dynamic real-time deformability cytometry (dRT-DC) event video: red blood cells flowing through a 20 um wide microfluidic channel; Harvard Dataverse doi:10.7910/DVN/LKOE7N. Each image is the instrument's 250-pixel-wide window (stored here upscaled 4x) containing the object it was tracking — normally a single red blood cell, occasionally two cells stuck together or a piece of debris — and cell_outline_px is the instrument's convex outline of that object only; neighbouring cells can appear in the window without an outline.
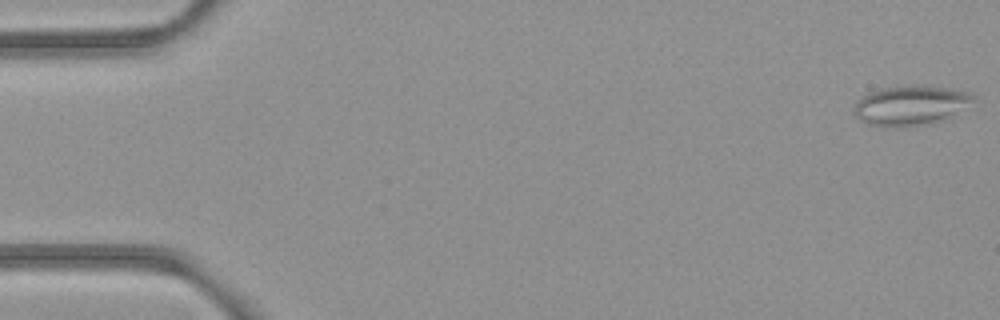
{"species": "common noctule bat (a hibernating species)", "species_latin": "Nyctalus noctula", "temperature_condition": "room temperature", "stored_images_in_passage": 53, "camera_frame_rate_fps": 3000, "um_per_image_px": 0.085, "animal": {"sex": "female", "body_mass_g": 21.9}, "frame": {"image": 1, "passage_image": 1, "time_ms": 0.0, "image_size_px": [1000, 320], "cell_outline_px": [[976, 96], [972, 100], [940, 120], [932, 124], [904, 128], [888, 128], [864, 124], [856, 116], [856, 104], [868, 92], [884, 88], [948, 88], [968, 92]], "centroid_in_image_um": [77.3, 9.03], "position_along_channel_um": 7.7, "area_um2": 26.36}}
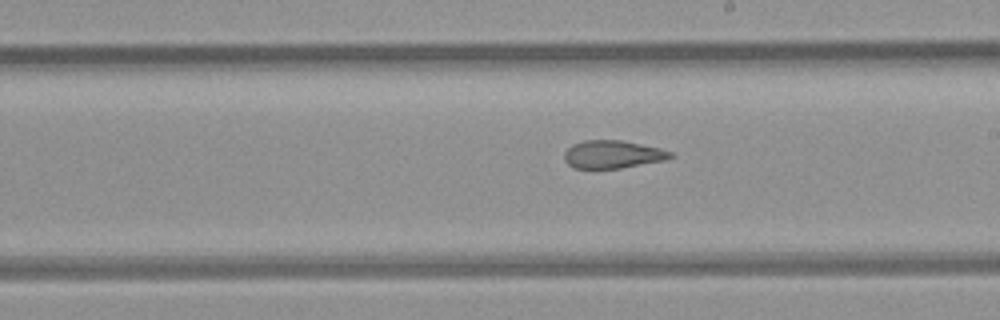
{"frame": {"image": 2, "passage_image": 30, "time_ms": 9.667, "image_size_px": [1000, 320], "cell_outline_px": [[676, 156], [664, 160], [620, 168], [572, 168], [564, 160], [564, 152], [572, 144], [584, 140], [620, 140], [660, 148], [672, 152]], "centroid_in_image_um": [52.06, 13.12], "position_along_channel_um": 236.9, "area_um2": 17.22}}
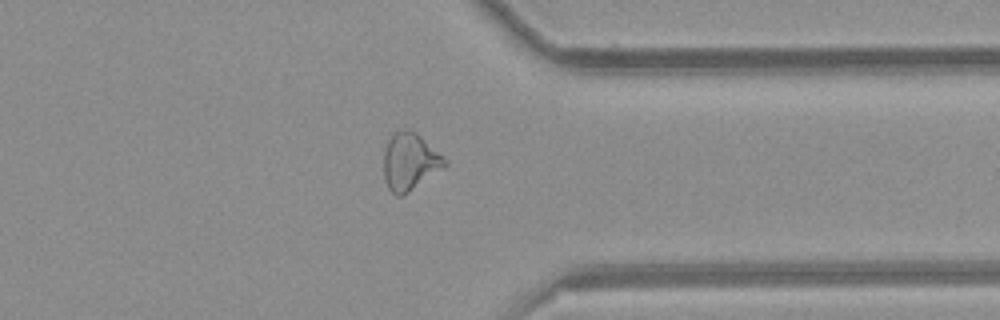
{"frame": {"image": 3, "passage_image": 41, "time_ms": 13.333, "image_size_px": [1000, 320], "cell_outline_px": [[448, 164], [408, 192], [400, 196], [396, 196], [388, 188], [384, 180], [384, 152], [388, 140], [392, 132], [400, 128], [404, 128], [416, 132], [444, 156], [448, 160]], "centroid_in_image_um": [34.82, 13.7], "position_along_channel_um": 376.6, "area_um2": 20.4}, "authors_computed_cell_mechanics": {"area_um2": 21.5594, "velocity_mm_per_s": 3.9769, "shape_relaxation_time_tau1_ms": null, "shape_relaxation_time_tau2_ms": 2.2619, "deformation_change_tau1": null, "deformation_change_tau2": 0.1089}}